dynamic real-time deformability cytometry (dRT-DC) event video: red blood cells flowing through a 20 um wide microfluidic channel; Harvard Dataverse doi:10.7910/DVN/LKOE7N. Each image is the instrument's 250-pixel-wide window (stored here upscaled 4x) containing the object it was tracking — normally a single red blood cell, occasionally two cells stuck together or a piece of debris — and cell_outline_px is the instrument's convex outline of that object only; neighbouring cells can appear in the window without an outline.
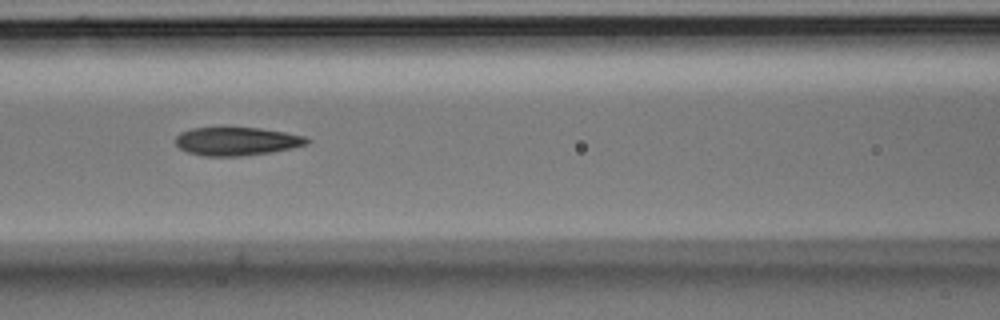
{"species": "Egyptian fruit bat (a non-hibernating species)", "species_latin": "Rousettus aegyptiacus", "temperature_condition": "room temperature", "stored_images_in_passage": 17, "camera_frame_rate_fps": 3000, "um_per_image_px": 0.085, "animal": {"sex": "male"}, "frame": {"image": 1, "passage_image": 8, "time_ms": 2.333, "image_size_px": [1000, 320], "cell_outline_px": [[312, 140], [308, 144], [292, 148], [272, 152], [240, 156], [204, 156], [188, 152], [180, 148], [176, 144], [176, 136], [180, 132], [192, 128], [260, 128], [284, 132], [304, 136]], "centroid_in_image_um": [20.14, 12.01], "position_along_channel_um": 146.5, "area_um2": 21.62}}